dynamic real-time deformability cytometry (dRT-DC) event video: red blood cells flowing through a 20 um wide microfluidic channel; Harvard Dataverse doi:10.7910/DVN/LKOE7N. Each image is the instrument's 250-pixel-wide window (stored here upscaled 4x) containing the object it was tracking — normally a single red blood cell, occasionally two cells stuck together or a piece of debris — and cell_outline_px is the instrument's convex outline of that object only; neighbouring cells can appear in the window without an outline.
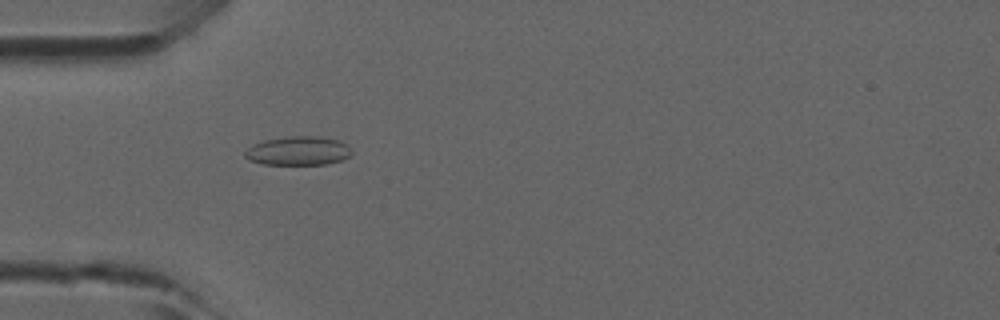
{"species": "common noctule bat (a hibernating species)", "species_latin": "Nyctalus noctula", "temperature_condition": "room temperature", "stored_images_in_passage": 7, "camera_frame_rate_fps": 3000, "um_per_image_px": 0.085, "animal": {"sex": "male", "forearm_length_mm": 52.5}, "frame": {"image": 1, "passage_image": 5, "time_ms": 1.333, "image_size_px": [1000, 320], "cell_outline_px": [[352, 152], [348, 156], [340, 160], [328, 164], [264, 164], [248, 160], [244, 156], [244, 152], [252, 144], [264, 140], [288, 136], [320, 136], [340, 140], [348, 144], [352, 148]], "centroid_in_image_um": [25.36, 12.81], "position_along_channel_um": 59.6, "area_um2": 18.15}}
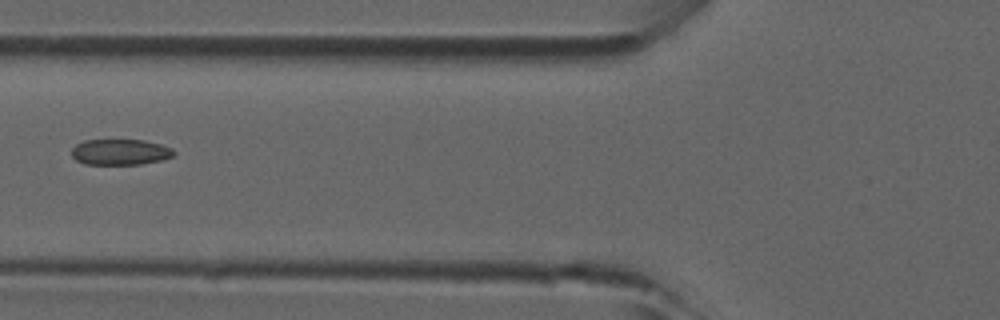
{"frame": {"image": 2, "passage_image": 6, "time_ms": 1.667, "image_size_px": [1000, 320], "cell_outline_px": [[176, 152], [172, 156], [164, 160], [140, 164], [84, 164], [76, 160], [72, 156], [72, 148], [76, 144], [84, 140], [144, 140], [160, 144], [172, 148]], "centroid_in_image_um": [10.23, 12.92], "position_along_channel_um": 115.6, "area_um2": 15.43}}
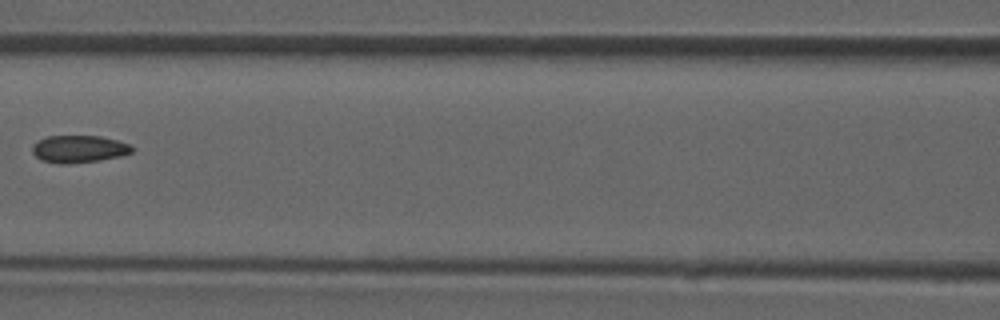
{"frame": {"image": 3, "passage_image": 7, "time_ms": 2.0, "image_size_px": [1000, 320], "cell_outline_px": [[132, 152], [120, 156], [100, 160], [68, 164], [60, 164], [40, 160], [32, 152], [32, 148], [36, 140], [48, 136], [100, 136], [116, 140], [128, 144], [132, 148]], "centroid_in_image_um": [6.66, 12.67], "position_along_channel_um": 159.9, "area_um2": 15.84}}